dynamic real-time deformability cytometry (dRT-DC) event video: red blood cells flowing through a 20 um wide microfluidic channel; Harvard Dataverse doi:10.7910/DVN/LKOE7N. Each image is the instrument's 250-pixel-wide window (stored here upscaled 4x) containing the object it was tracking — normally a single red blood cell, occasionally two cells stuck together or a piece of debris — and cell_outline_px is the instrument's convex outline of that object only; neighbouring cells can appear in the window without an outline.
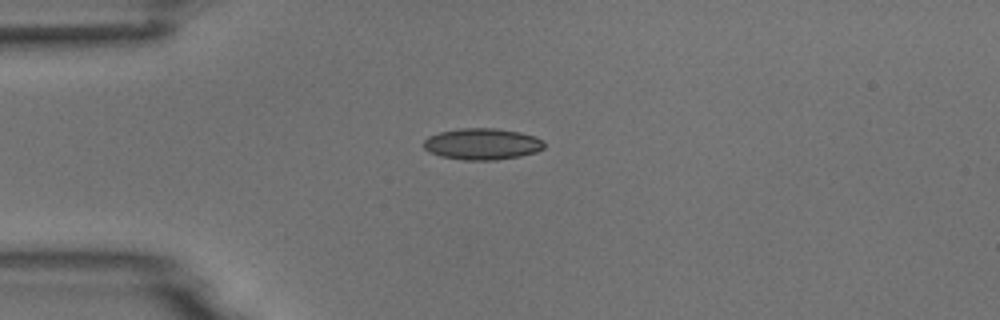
{"species": "common noctule bat (a hibernating species)", "species_latin": "Nyctalus noctula", "temperature_condition": "room temperature", "stored_images_in_passage": 5, "camera_frame_rate_fps": 3000, "um_per_image_px": 0.085, "animal": {"sex": "male", "body_mass_g": 18.8}, "frame": {"image": 1, "passage_image": 1, "time_ms": 0.0, "image_size_px": [1000, 320], "cell_outline_px": [[544, 148], [536, 152], [520, 156], [496, 160], [464, 160], [440, 156], [428, 152], [424, 148], [424, 140], [428, 136], [440, 132], [460, 128], [496, 128], [520, 132], [536, 136], [544, 140]], "centroid_in_image_um": [41.0, 12.24], "position_along_channel_um": 44.0, "area_um2": 22.25}}